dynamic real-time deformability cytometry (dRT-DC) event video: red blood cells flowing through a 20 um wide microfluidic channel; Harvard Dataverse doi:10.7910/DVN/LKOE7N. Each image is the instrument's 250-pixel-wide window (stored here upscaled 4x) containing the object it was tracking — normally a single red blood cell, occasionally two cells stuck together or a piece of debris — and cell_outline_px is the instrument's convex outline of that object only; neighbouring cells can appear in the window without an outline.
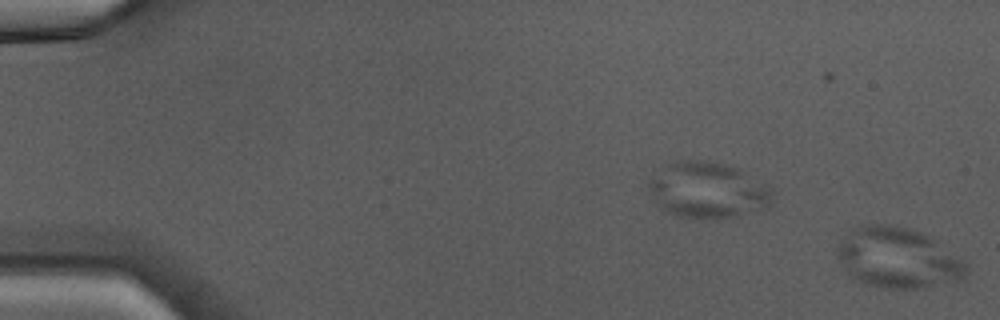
{"species": "Egyptian fruit bat (a non-hibernating species)", "species_latin": "Rousettus aegyptiacus", "temperature_condition": "warm", "stored_images_in_passage": 9, "segment_of_instrument_passage": [2, 2], "camera_frame_rate_fps": 3000, "um_per_image_px": 0.085, "animal": {"sex": "male"}, "frame": {"image": 1, "passage_image": 9, "time_ms": 2.667, "image_size_px": [1000, 320], "cell_outline_px": [[968, 268], [964, 276], [960, 280], [924, 288], [880, 288], [864, 284], [848, 276], [840, 264], [836, 256], [836, 252], [840, 240], [852, 228], [860, 224], [892, 224], [908, 228], [932, 236], [960, 256], [964, 260]], "centroid_in_image_um": [76.3, 21.91], "position_along_channel_um": 8.7, "area_um2": 46.41}}